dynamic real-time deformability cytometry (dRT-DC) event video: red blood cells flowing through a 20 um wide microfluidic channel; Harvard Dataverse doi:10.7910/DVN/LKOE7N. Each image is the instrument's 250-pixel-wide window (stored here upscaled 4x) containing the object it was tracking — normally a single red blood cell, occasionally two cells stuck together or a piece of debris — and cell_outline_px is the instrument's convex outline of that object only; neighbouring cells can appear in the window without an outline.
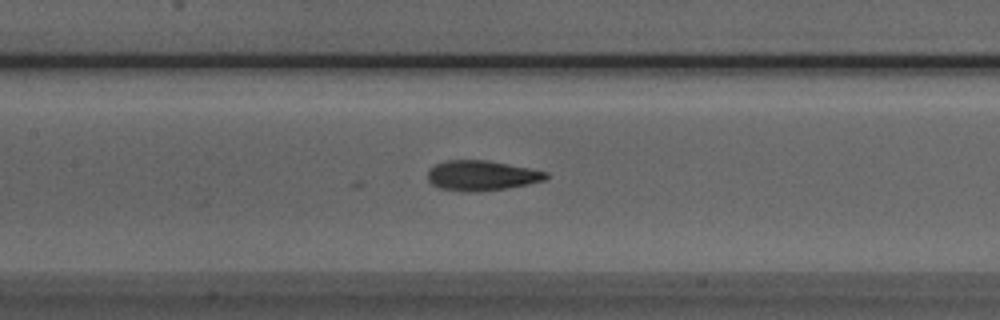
{"species": "Egyptian fruit bat (a non-hibernating species)", "species_latin": "Rousettus aegyptiacus", "temperature_condition": "room temperature", "stored_images_in_passage": 35, "camera_frame_rate_fps": 3000, "um_per_image_px": 0.085, "animal": {"sex": "male"}, "frame": {"image": 1, "passage_image": 16, "time_ms": 5.0, "image_size_px": [1000, 320], "cell_outline_px": [[548, 176], [544, 180], [528, 184], [504, 188], [476, 192], [464, 192], [440, 188], [432, 184], [428, 180], [428, 168], [444, 160], [488, 160], [548, 172]], "centroid_in_image_um": [40.89, 14.92], "position_along_channel_um": 166.5, "area_um2": 20.69}}
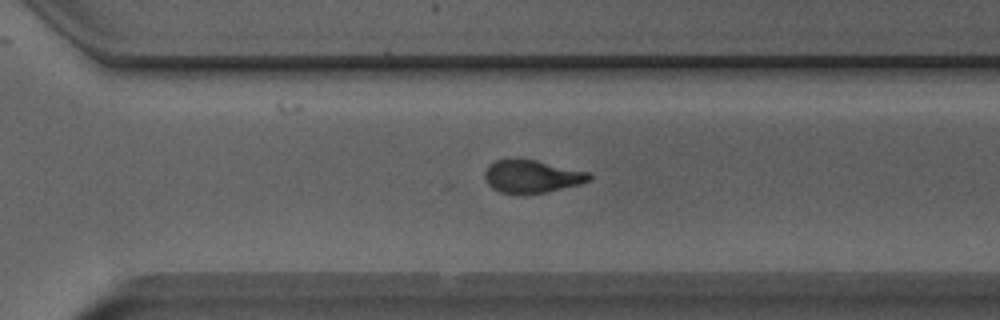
{"frame": {"image": 2, "passage_image": 28, "time_ms": 9.0, "image_size_px": [1000, 320], "cell_outline_px": [[592, 180], [580, 184], [548, 192], [520, 196], [500, 192], [492, 188], [484, 180], [484, 172], [496, 160], [536, 160], [588, 172], [592, 176]], "centroid_in_image_um": [45.22, 15.04], "position_along_channel_um": 325.4, "area_um2": 20.11}}
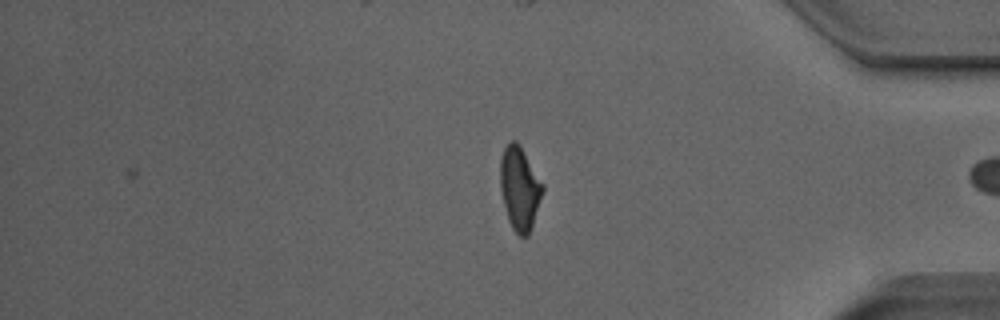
{"frame": {"image": 3, "passage_image": 35, "time_ms": 11.333, "image_size_px": [1000, 320], "cell_outline_px": [[544, 188], [528, 236], [520, 236], [512, 228], [508, 220], [500, 188], [500, 160], [504, 148], [512, 140], [516, 140], [520, 144], [544, 184]], "centroid_in_image_um": [44.17, 15.97], "position_along_channel_um": 391.0, "area_um2": 20.46}}